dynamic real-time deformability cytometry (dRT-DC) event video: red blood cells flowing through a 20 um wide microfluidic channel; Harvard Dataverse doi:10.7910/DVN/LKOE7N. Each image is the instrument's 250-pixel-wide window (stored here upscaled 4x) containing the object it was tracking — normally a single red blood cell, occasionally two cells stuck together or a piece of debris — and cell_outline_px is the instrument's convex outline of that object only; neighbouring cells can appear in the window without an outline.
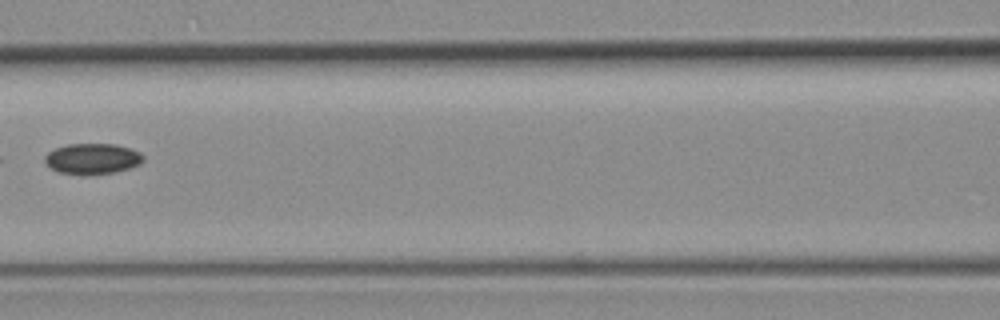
{"species": "common noctule bat (a hibernating species)", "species_latin": "Nyctalus noctula", "temperature_condition": "room temperature", "stored_images_in_passage": 7, "camera_frame_rate_fps": 3000, "um_per_image_px": 0.085, "animal": {"sex": "female", "body_mass_g": 19.3, "forearm_length_mm": 54.1}, "frame": {"image": 1, "passage_image": 6, "time_ms": 6.667, "image_size_px": [1000, 320], "cell_outline_px": [[144, 160], [140, 164], [132, 168], [116, 172], [88, 176], [84, 176], [56, 172], [48, 168], [44, 160], [44, 156], [48, 152], [56, 148], [68, 144], [116, 144], [140, 152], [144, 156]], "centroid_in_image_um": [7.83, 13.52], "position_along_channel_um": 158.8, "area_um2": 18.15}}
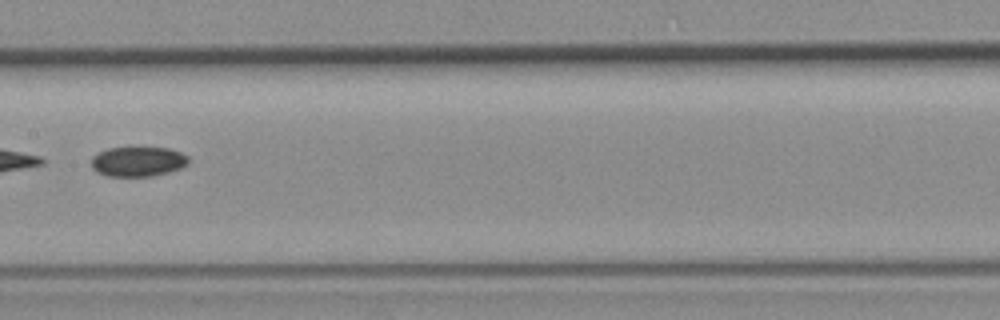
{"frame": {"image": 2, "passage_image": 7, "time_ms": 7.667, "image_size_px": [1000, 320], "cell_outline_px": [[188, 164], [180, 168], [168, 172], [152, 176], [108, 176], [96, 172], [92, 168], [92, 156], [108, 148], [168, 148], [180, 152], [188, 156]], "centroid_in_image_um": [11.72, 13.74], "position_along_channel_um": 195.7, "area_um2": 16.76}}